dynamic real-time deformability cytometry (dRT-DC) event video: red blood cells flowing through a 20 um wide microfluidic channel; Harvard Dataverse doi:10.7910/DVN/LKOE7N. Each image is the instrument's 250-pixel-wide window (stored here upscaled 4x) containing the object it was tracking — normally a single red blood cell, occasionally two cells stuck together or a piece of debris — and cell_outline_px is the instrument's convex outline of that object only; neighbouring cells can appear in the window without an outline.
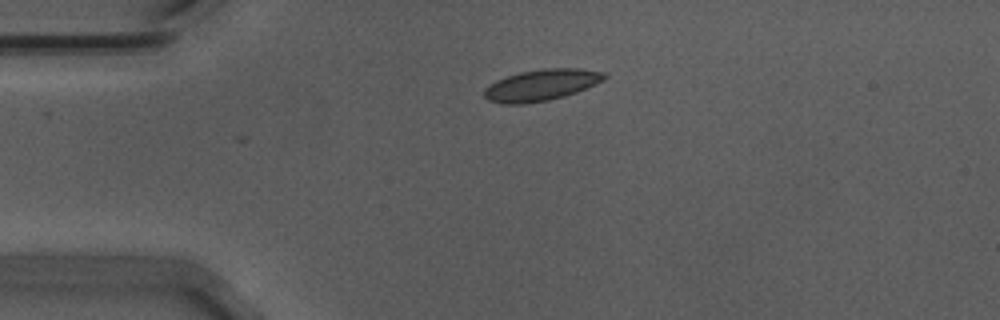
{"species": "Egyptian fruit bat (a non-hibernating species)", "species_latin": "Rousettus aegyptiacus", "temperature_condition": "warm", "stored_images_in_passage": 4, "camera_frame_rate_fps": 3000, "um_per_image_px": 0.085, "animal": {"sex": "male"}, "frame": {"image": 1, "passage_image": 1, "time_ms": 0.0, "image_size_px": [1000, 320], "cell_outline_px": [[608, 76], [604, 80], [596, 84], [576, 92], [564, 96], [548, 100], [520, 104], [504, 104], [488, 100], [484, 96], [484, 88], [496, 80], [520, 72], [544, 68], [580, 68], [608, 72]], "centroid_in_image_um": [46.05, 7.21], "position_along_channel_um": 38.9, "area_um2": 22.02}}